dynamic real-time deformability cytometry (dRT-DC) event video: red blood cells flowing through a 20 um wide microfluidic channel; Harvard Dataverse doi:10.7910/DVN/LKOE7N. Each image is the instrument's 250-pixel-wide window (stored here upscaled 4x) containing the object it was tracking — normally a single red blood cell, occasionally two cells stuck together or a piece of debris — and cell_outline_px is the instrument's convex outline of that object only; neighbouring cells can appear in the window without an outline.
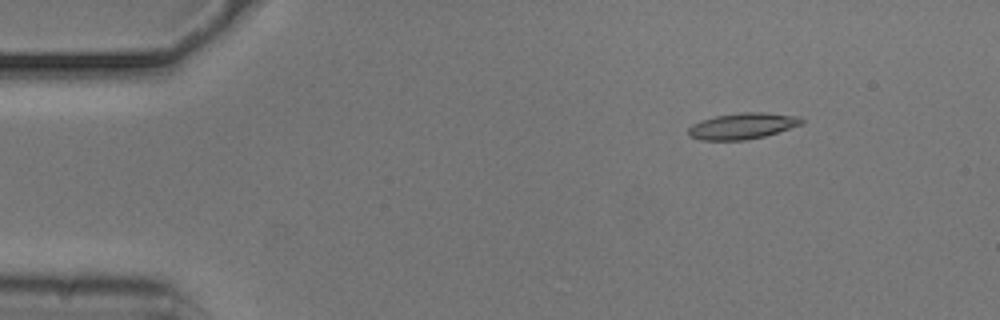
{"species": "common noctule bat (a hibernating species)", "species_latin": "Nyctalus noctula", "temperature_condition": "cold", "stored_images_in_passage": 40, "camera_frame_rate_fps": 3000, "um_per_image_px": 0.085, "animal": {"sex": "male", "body_mass_g": 20.5, "forearm_length_mm": 52.5}, "frame": {"image": 1, "passage_image": 1, "time_ms": 0.0, "image_size_px": [1000, 320], "cell_outline_px": [[804, 124], [764, 136], [744, 140], [700, 140], [688, 136], [688, 128], [692, 124], [700, 120], [716, 116], [740, 112], [764, 112], [796, 116], [804, 120]], "centroid_in_image_um": [63.09, 10.71], "position_along_channel_um": 21.9, "area_um2": 17.28}}
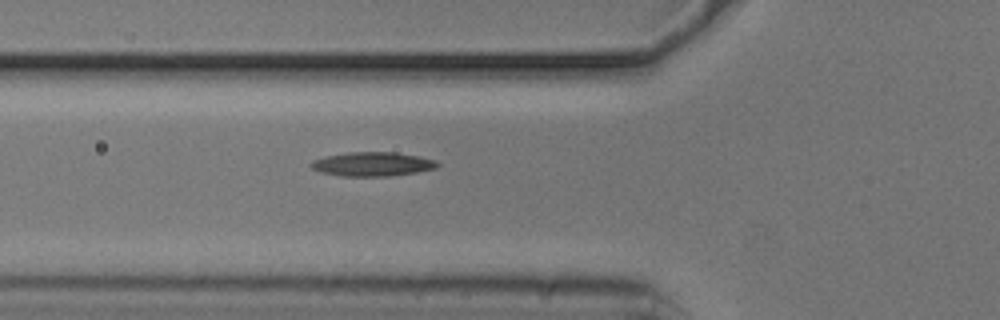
{"frame": {"image": 2, "passage_image": 13, "time_ms": 4.0, "image_size_px": [1000, 320], "cell_outline_px": [[440, 164], [436, 168], [416, 172], [388, 176], [344, 176], [320, 172], [312, 168], [312, 160], [328, 156], [348, 152], [396, 152], [420, 156], [436, 160]], "centroid_in_image_um": [31.71, 13.94], "position_along_channel_um": 94.1, "area_um2": 17.63}}
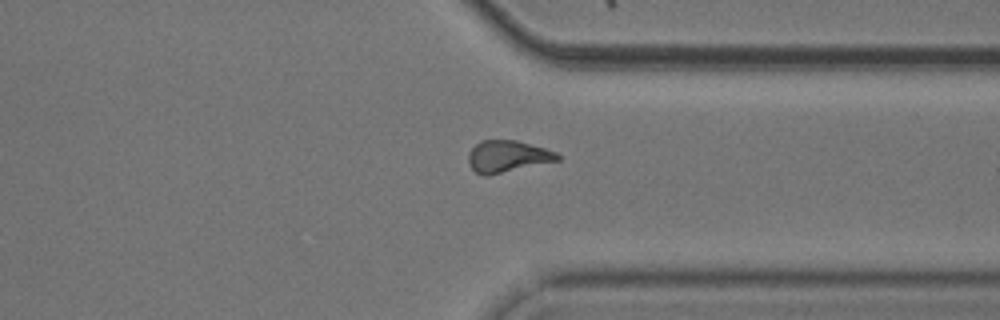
{"frame": {"image": 3, "passage_image": 35, "time_ms": 11.333, "image_size_px": [1000, 320], "cell_outline_px": [[560, 160], [488, 176], [484, 176], [476, 172], [468, 164], [468, 152], [480, 140], [516, 140], [544, 148], [556, 152], [560, 156]], "centroid_in_image_um": [43.12, 13.3], "position_along_channel_um": 368.3, "area_um2": 16.59}, "authors_computed_cell_mechanics": {"area_um2": 16.7331, "velocity_mm_per_s": 3.7446, "shape_relaxation_time_tau1_ms": null, "shape_relaxation_time_tau2_ms": 5.3598, "deformation_change_tau1": null, "deformation_change_tau2": 0.1457}}